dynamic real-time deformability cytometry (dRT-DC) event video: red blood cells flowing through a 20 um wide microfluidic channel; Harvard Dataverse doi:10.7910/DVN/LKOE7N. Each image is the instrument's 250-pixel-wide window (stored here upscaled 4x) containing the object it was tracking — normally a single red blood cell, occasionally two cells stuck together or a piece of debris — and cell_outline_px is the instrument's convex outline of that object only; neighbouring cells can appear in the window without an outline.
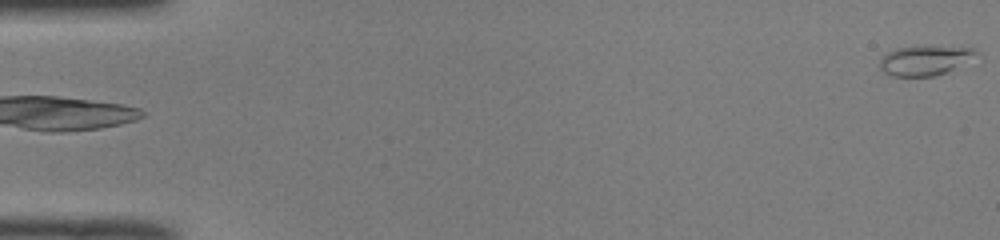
{"species": "common noctule bat (a hibernating species)", "species_latin": "Nyctalus noctula", "temperature_condition": "room temperature", "stored_images_in_passage": 50, "camera_frame_rate_fps": 3000, "um_per_image_px": 0.085, "animal": {"sex": "male", "body_mass_g": 19.0, "forearm_length_mm": 50.8}, "frame": {"image": 1, "passage_image": 1, "time_ms": 0.0, "image_size_px": [1000, 240], "cell_outline_px": [[980, 52], [948, 72], [932, 76], [892, 76], [884, 72], [880, 68], [880, 60], [888, 52], [896, 48], [972, 48]], "centroid_in_image_um": [78.56, 5.17], "position_along_channel_um": 6.4, "area_um2": 15.78}}
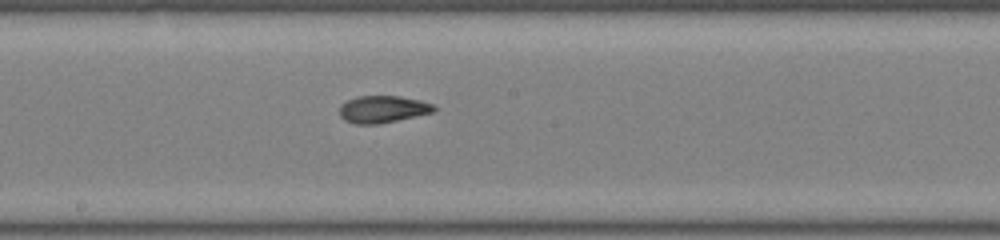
{"frame": {"image": 2, "passage_image": 28, "time_ms": 9.0, "image_size_px": [1000, 240], "cell_outline_px": [[436, 112], [376, 124], [356, 124], [344, 120], [340, 116], [340, 104], [356, 96], [400, 96], [420, 100], [432, 104], [436, 108]], "centroid_in_image_um": [32.53, 9.28], "position_along_channel_um": 215.7, "area_um2": 14.91}}
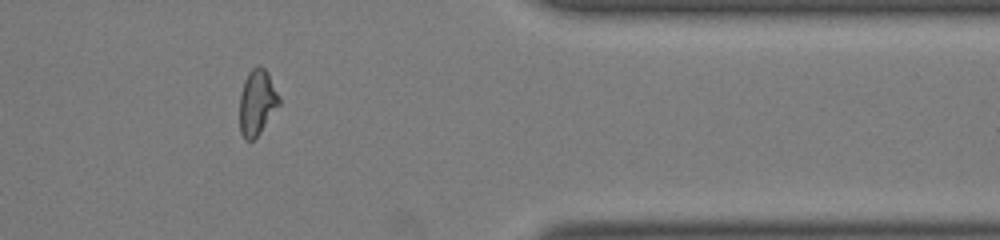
{"frame": {"image": 3, "passage_image": 42, "time_ms": 13.667, "image_size_px": [1000, 240], "cell_outline_px": [[280, 104], [260, 132], [252, 140], [244, 140], [240, 132], [240, 96], [244, 80], [248, 72], [256, 64], [260, 64], [268, 72], [280, 96]], "centroid_in_image_um": [21.86, 8.66], "position_along_channel_um": 389.5, "area_um2": 15.2}, "authors_computed_cell_mechanics": {"area_um2": 15.2014, "velocity_mm_per_s": 4.1153, "shape_relaxation_time_tau1_ms": null, "shape_relaxation_time_tau2_ms": 1.9315, "deformation_change_tau1": null, "deformation_change_tau2": 0.0805}}